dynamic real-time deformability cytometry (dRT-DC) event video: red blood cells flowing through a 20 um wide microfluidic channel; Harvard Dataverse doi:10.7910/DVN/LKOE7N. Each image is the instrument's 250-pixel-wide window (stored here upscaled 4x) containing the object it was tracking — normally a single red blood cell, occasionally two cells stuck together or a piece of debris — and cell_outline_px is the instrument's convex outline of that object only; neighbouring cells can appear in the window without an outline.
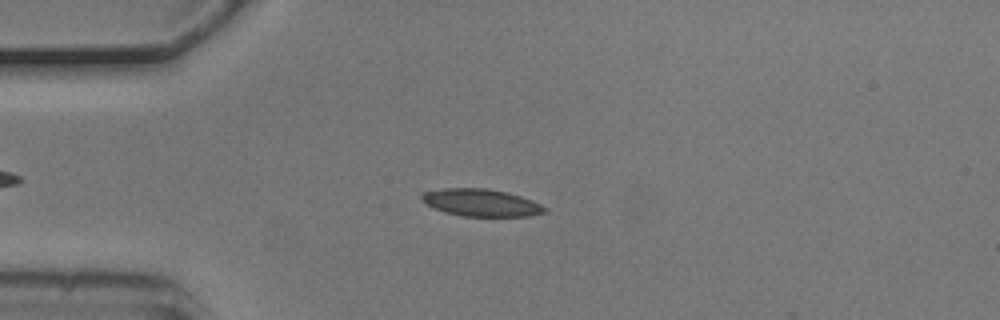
{"species": "common noctule bat (a hibernating species)", "species_latin": "Nyctalus noctula", "temperature_condition": "cold", "stored_images_in_passage": 53, "camera_frame_rate_fps": 3000, "um_per_image_px": 0.085, "animal": {"sex": "male", "body_mass_g": 20.5, "forearm_length_mm": 52.5}, "frame": {"image": 1, "passage_image": 13, "time_ms": 4.0, "image_size_px": [1000, 320], "cell_outline_px": [[548, 208], [544, 212], [528, 216], [464, 216], [448, 212], [424, 204], [420, 196], [420, 192], [444, 188], [488, 188], [508, 192], [532, 200]], "centroid_in_image_um": [40.87, 17.21], "position_along_channel_um": 44.1, "area_um2": 19.54}}
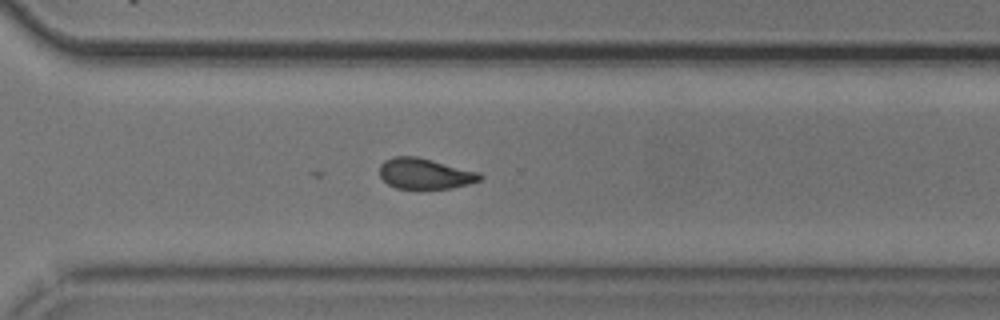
{"frame": {"image": 2, "passage_image": 38, "time_ms": 12.333, "image_size_px": [1000, 320], "cell_outline_px": [[484, 176], [480, 180], [468, 184], [452, 188], [396, 188], [388, 184], [380, 176], [380, 164], [384, 160], [392, 156], [416, 156], [480, 172]], "centroid_in_image_um": [36.12, 14.75], "position_along_channel_um": 334.5, "area_um2": 17.92}}
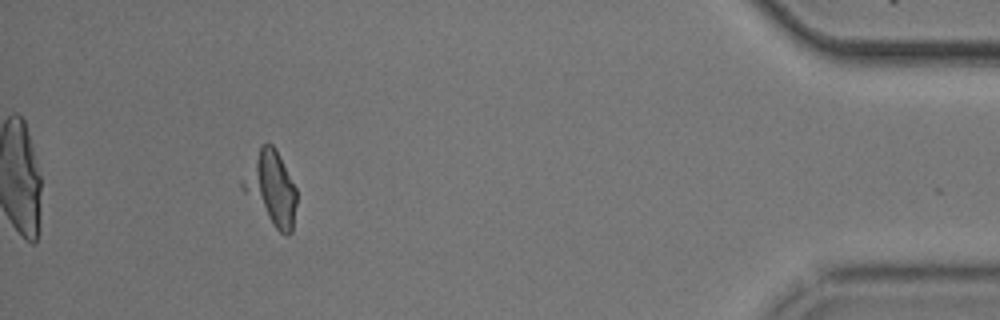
{"frame": {"image": 3, "passage_image": 49, "time_ms": 16.0, "image_size_px": [1000, 320], "cell_outline_px": [[296, 204], [292, 232], [288, 236], [280, 232], [272, 224], [240, 188], [240, 180], [260, 144], [272, 144], [276, 148], [296, 188]], "centroid_in_image_um": [23.03, 15.97], "position_along_channel_um": 412.2, "area_um2": 23.0}}